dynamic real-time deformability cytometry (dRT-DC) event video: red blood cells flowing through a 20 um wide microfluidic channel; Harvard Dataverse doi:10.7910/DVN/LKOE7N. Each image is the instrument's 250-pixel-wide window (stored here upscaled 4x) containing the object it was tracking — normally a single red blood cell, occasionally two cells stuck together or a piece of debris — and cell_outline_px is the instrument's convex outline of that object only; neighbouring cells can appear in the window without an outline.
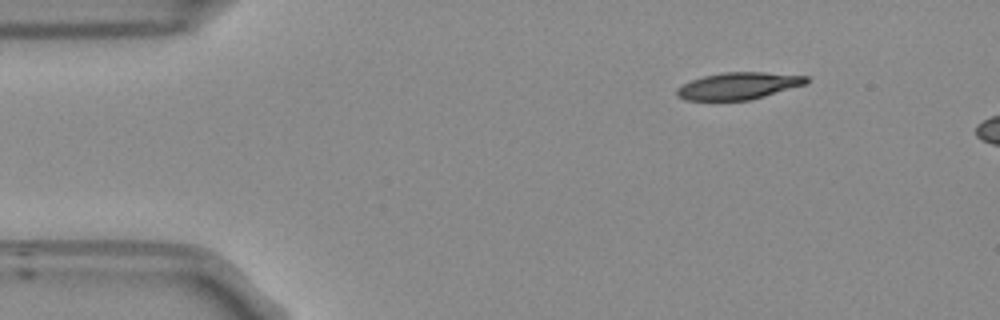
{"species": "Egyptian fruit bat (a non-hibernating species)", "species_latin": "Rousettus aegyptiacus", "temperature_condition": "room temperature", "stored_images_in_passage": 8, "camera_frame_rate_fps": 3000, "um_per_image_px": 0.085, "frame": {"image": 1, "passage_image": 1, "time_ms": 0.0, "image_size_px": [1000, 320], "cell_outline_px": [[808, 80], [804, 84], [764, 96], [748, 100], [684, 100], [676, 96], [676, 88], [692, 80], [704, 76], [724, 72], [764, 72], [808, 76]], "centroid_in_image_um": [62.73, 7.3], "position_along_channel_um": 22.3, "area_um2": 20.11}}